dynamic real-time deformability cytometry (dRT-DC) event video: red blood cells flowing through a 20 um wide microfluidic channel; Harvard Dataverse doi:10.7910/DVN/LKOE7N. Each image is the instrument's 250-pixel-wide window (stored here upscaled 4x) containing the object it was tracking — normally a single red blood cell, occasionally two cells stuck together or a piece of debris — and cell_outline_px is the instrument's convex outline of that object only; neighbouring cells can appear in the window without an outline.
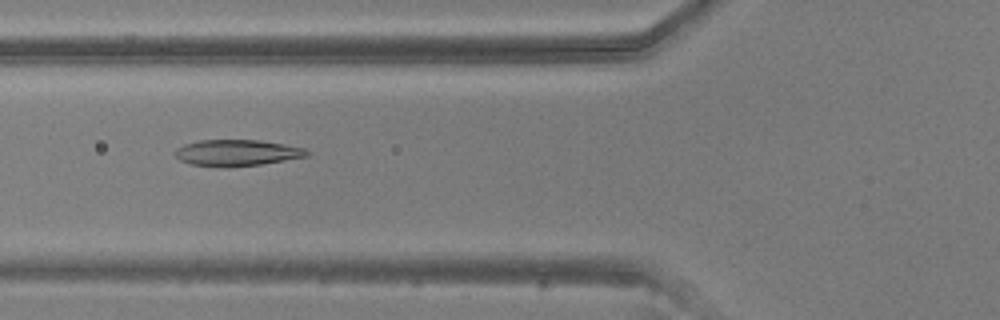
{"species": "common noctule bat (a hibernating species)", "species_latin": "Nyctalus noctula", "temperature_condition": "warm", "stored_images_in_passage": 50, "camera_frame_rate_fps": 3000, "um_per_image_px": 0.085, "animal": {"sex": "male", "body_mass_g": 20.5, "forearm_length_mm": 52.5}, "frame": {"image": 1, "passage_image": 19, "time_ms": 6.0, "image_size_px": [1000, 320], "cell_outline_px": [[308, 156], [260, 164], [192, 164], [180, 160], [176, 156], [176, 148], [184, 144], [200, 140], [260, 140], [284, 144], [304, 148], [308, 152]], "centroid_in_image_um": [20.17, 12.93], "position_along_channel_um": 105.6, "area_um2": 19.07}}
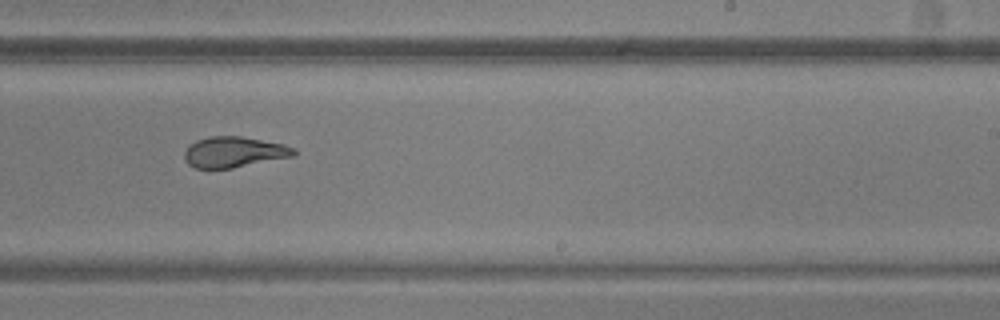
{"frame": {"image": 2, "passage_image": 31, "time_ms": 10.0, "image_size_px": [1000, 320], "cell_outline_px": [[296, 152], [292, 156], [232, 168], [196, 168], [188, 164], [184, 160], [184, 152], [196, 140], [208, 136], [240, 136], [284, 144], [296, 148]], "centroid_in_image_um": [19.88, 12.92], "position_along_channel_um": 269.1, "area_um2": 19.42}}
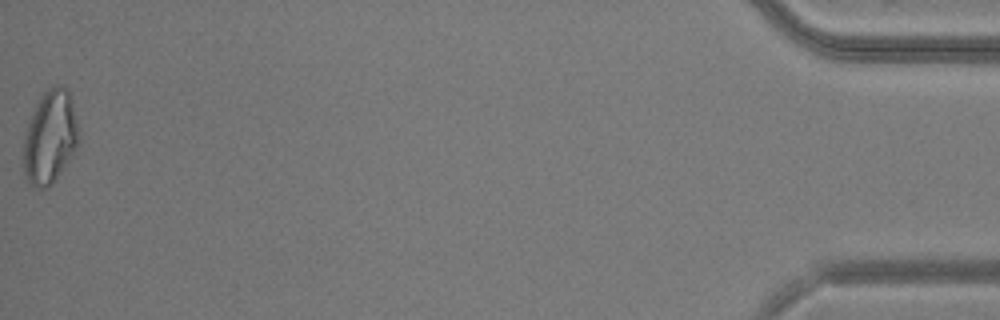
{"frame": {"image": 3, "passage_image": 50, "time_ms": 16.333, "image_size_px": [1000, 320], "cell_outline_px": [[80, 140], [76, 148], [56, 180], [48, 188], [36, 188], [28, 180], [24, 172], [24, 136], [32, 112], [40, 96], [48, 88], [56, 84], [68, 88], [72, 100], [80, 132]], "centroid_in_image_um": [4.28, 11.63], "position_along_channel_um": 430.9, "area_um2": 30.17}}